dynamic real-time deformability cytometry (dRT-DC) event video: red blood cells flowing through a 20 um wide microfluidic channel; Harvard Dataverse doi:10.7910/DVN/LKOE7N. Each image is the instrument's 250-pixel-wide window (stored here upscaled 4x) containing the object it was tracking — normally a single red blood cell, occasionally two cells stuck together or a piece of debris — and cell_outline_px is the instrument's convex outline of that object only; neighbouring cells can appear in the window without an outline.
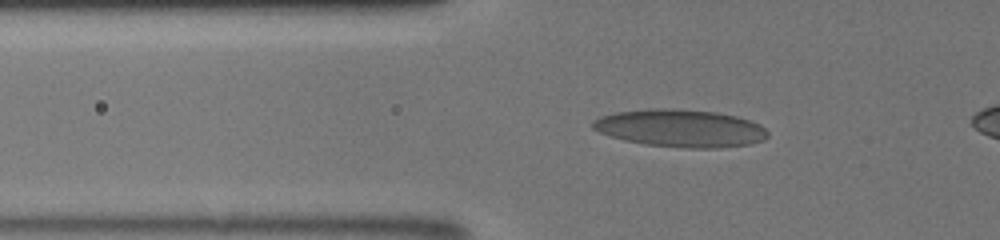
{"species": "human", "species_latin": "Homo sapiens", "temperature_condition": "room temperature", "stored_images_in_passage": 51, "camera_frame_rate_fps": 3000, "um_per_image_px": 0.085, "donor": {"sex": "male"}, "frame": {"image": 1, "passage_image": 22, "time_ms": 7.0, "image_size_px": [1000, 240], "cell_outline_px": [[768, 136], [764, 140], [748, 144], [716, 148], [684, 148], [644, 144], [624, 140], [600, 132], [592, 128], [592, 120], [600, 116], [616, 112], [648, 108], [672, 108], [716, 112], [736, 116], [760, 124], [768, 132]], "centroid_in_image_um": [57.82, 10.89], "position_along_channel_um": 68.0, "area_um2": 38.38}}
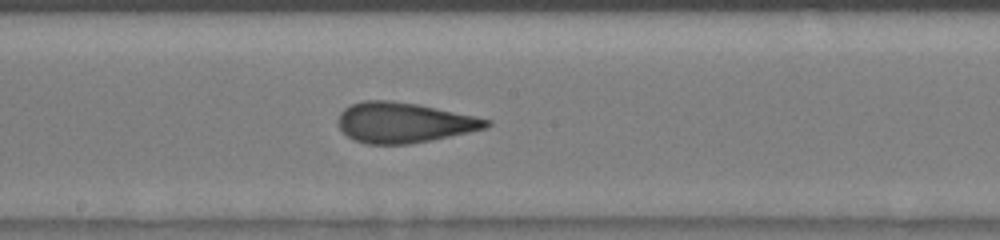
{"frame": {"image": 2, "passage_image": 33, "time_ms": 10.667, "image_size_px": [1000, 240], "cell_outline_px": [[492, 124], [488, 128], [408, 144], [368, 144], [352, 140], [336, 124], [340, 112], [344, 108], [352, 104], [364, 100], [388, 100], [420, 104], [476, 116], [492, 120]], "centroid_in_image_um": [34.32, 10.41], "position_along_channel_um": 213.9, "area_um2": 34.91}}
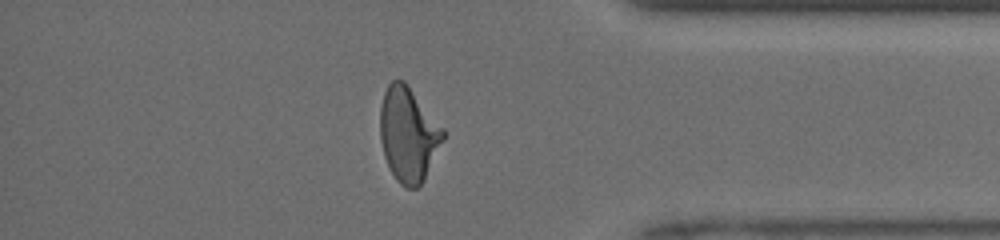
{"frame": {"image": 3, "passage_image": 47, "time_ms": 15.333, "image_size_px": [1000, 240], "cell_outline_px": [[444, 140], [424, 180], [416, 188], [408, 188], [400, 184], [396, 180], [384, 156], [380, 140], [380, 108], [384, 92], [388, 84], [392, 80], [404, 80], [408, 84], [444, 128]], "centroid_in_image_um": [34.71, 11.41], "position_along_channel_um": 400.5, "area_um2": 34.8}}